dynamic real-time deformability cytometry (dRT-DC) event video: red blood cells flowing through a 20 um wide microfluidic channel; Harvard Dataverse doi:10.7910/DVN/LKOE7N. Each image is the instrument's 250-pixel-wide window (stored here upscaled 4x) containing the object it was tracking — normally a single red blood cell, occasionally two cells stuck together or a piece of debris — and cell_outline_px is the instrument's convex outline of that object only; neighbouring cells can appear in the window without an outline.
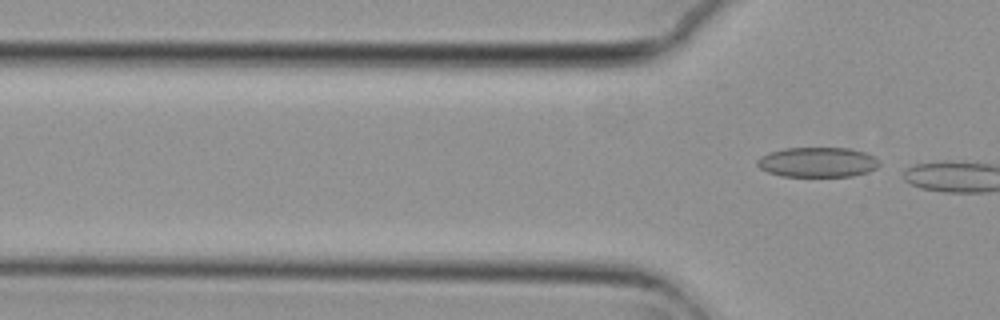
{"species": "common noctule bat (a hibernating species)", "species_latin": "Nyctalus noctula", "temperature_condition": "cold", "stored_images_in_passage": 5, "segment_of_instrument_passage": [2, 2], "camera_frame_rate_fps": 3000, "um_per_image_px": 0.085, "animal": {"sex": "female", "body_mass_g": 29.2, "forearm_length_mm": 56.3}, "frame": {"image": 1, "passage_image": 5, "time_ms": 1.333, "image_size_px": [1000, 320], "cell_outline_px": [[880, 164], [876, 168], [868, 172], [852, 176], [780, 176], [768, 172], [760, 168], [756, 164], [756, 160], [760, 156], [784, 148], [848, 148], [864, 152], [880, 160]], "centroid_in_image_um": [69.49, 13.79], "position_along_channel_um": 56.3, "area_um2": 21.27}}